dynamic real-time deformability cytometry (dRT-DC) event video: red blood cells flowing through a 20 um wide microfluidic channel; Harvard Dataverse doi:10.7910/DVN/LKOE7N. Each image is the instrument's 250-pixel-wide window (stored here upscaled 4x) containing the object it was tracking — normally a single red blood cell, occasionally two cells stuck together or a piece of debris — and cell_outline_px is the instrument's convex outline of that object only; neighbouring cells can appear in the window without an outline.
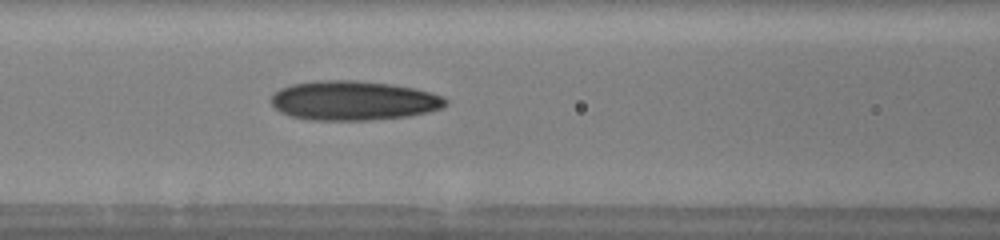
{"species": "human", "species_latin": "Homo sapiens", "temperature_condition": "warm", "stored_images_in_passage": 48, "camera_frame_rate_fps": 3000, "um_per_image_px": 0.085, "donor": {"sex": "male"}, "frame": {"image": 1, "passage_image": 20, "time_ms": 5.667, "image_size_px": [1000, 240], "cell_outline_px": [[448, 104], [440, 108], [428, 112], [408, 116], [368, 120], [312, 120], [292, 116], [280, 112], [268, 100], [280, 88], [292, 84], [316, 80], [356, 80], [392, 84], [432, 92], [444, 96], [448, 100]], "centroid_in_image_um": [30.05, 8.54], "position_along_channel_um": 136.5, "area_um2": 40.23}}